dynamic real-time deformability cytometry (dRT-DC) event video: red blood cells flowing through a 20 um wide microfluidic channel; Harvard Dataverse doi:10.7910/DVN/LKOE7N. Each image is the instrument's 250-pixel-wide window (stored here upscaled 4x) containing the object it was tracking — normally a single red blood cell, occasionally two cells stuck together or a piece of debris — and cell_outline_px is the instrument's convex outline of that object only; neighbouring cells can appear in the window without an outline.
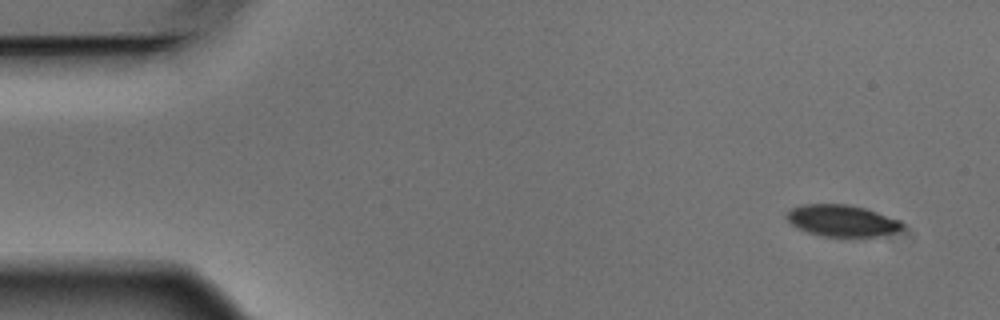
{"species": "Egyptian fruit bat (a non-hibernating species)", "species_latin": "Rousettus aegyptiacus", "temperature_condition": "warm", "stored_images_in_passage": 4, "camera_frame_rate_fps": 3000, "um_per_image_px": 0.085, "animal": {"sex": "male"}, "frame": {"image": 1, "passage_image": 1, "time_ms": 0.0, "image_size_px": [1000, 320], "cell_outline_px": [[904, 228], [896, 232], [880, 236], [824, 236], [808, 232], [796, 228], [784, 216], [792, 208], [800, 204], [848, 204], [864, 208], [900, 220], [904, 224]], "centroid_in_image_um": [71.56, 18.75], "position_along_channel_um": 13.4, "area_um2": 21.27}}
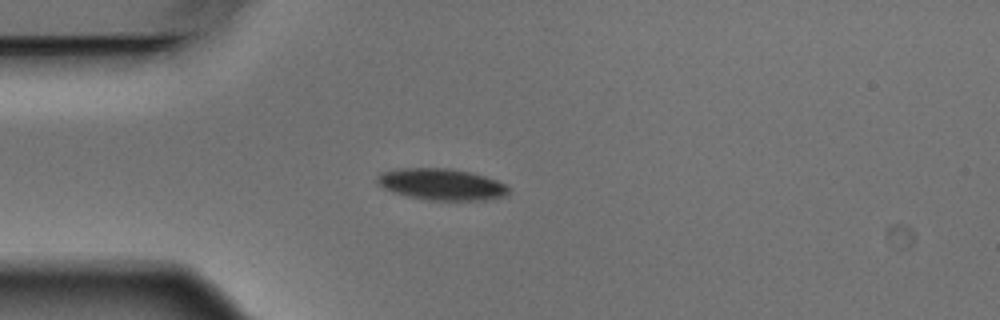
{"frame": {"image": 2, "passage_image": 4, "time_ms": 1.0, "image_size_px": [1000, 320], "cell_outline_px": [[508, 196], [484, 200], [428, 200], [408, 196], [392, 192], [376, 184], [376, 176], [380, 172], [396, 168], [448, 168], [468, 172], [484, 176], [496, 180], [504, 184], [508, 188]], "centroid_in_image_um": [37.47, 15.67], "position_along_channel_um": 47.5, "area_um2": 24.22}}